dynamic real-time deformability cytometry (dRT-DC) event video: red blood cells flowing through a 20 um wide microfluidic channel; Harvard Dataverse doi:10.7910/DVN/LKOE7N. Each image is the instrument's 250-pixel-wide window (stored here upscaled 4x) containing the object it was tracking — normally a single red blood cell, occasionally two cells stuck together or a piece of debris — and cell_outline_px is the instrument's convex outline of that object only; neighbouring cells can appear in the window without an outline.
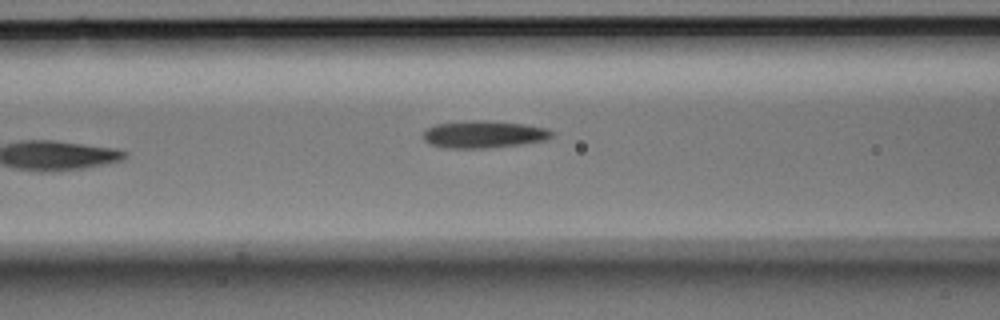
{"species": "Egyptian fruit bat (a non-hibernating species)", "species_latin": "Rousettus aegyptiacus", "temperature_condition": "room temperature", "stored_images_in_passage": 3, "camera_frame_rate_fps": 3000, "um_per_image_px": 0.085, "animal": {"sex": "male"}, "frame": {"image": 1, "passage_image": 3, "time_ms": 0.667, "image_size_px": [1000, 320], "cell_outline_px": [[552, 136], [544, 140], [520, 144], [488, 148], [444, 148], [428, 144], [424, 140], [424, 132], [428, 128], [436, 124], [464, 120], [484, 120], [524, 124], [548, 128], [552, 132]], "centroid_in_image_um": [41.08, 11.41], "position_along_channel_um": 125.5, "area_um2": 20.46}}